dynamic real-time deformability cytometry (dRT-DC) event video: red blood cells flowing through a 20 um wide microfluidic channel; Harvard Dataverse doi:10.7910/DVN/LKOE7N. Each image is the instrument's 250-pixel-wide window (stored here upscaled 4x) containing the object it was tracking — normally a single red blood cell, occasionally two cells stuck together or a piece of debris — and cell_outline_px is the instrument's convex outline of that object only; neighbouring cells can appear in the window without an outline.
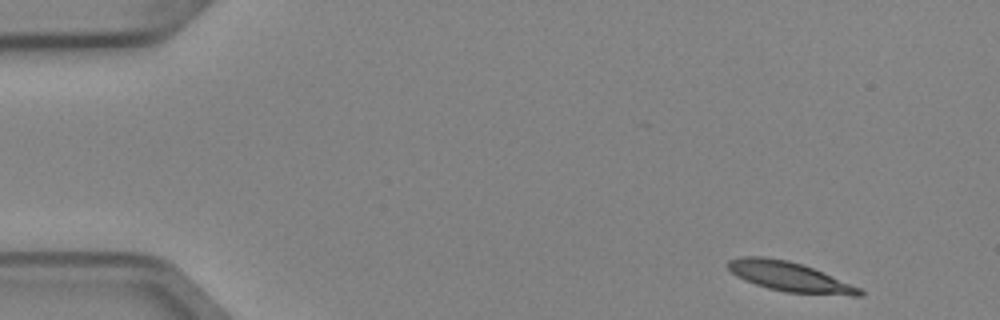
{"species": "Egyptian fruit bat (a non-hibernating species)", "species_latin": "Rousettus aegyptiacus", "temperature_condition": "cold", "stored_images_in_passage": 3, "camera_frame_rate_fps": 3000, "um_per_image_px": 0.085, "animal": {"sex": "female"}, "frame": {"image": 1, "passage_image": 1, "time_ms": 0.0, "image_size_px": [1000, 320], "cell_outline_px": [[864, 296], [852, 296], [788, 292], [768, 288], [744, 280], [736, 276], [728, 268], [728, 260], [740, 256], [764, 256], [788, 260], [812, 268], [860, 288], [864, 292]], "centroid_in_image_um": [67.09, 23.51], "position_along_channel_um": 17.9, "area_um2": 22.48}}